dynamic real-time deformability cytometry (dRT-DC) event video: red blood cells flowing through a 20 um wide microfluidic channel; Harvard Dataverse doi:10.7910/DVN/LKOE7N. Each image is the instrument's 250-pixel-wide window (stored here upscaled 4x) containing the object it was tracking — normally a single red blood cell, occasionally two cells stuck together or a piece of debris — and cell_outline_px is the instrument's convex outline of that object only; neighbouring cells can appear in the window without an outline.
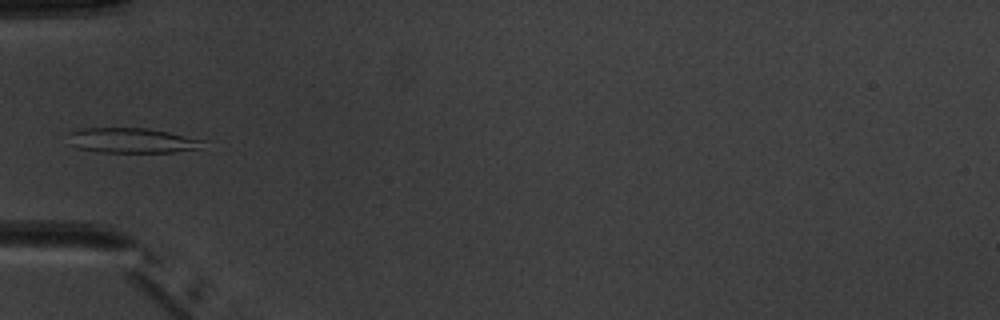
{"species": "common noctule bat (a hibernating species)", "species_latin": "Nyctalus noctula", "temperature_condition": "warm", "stored_images_in_passage": 5, "camera_frame_rate_fps": 3000, "um_per_image_px": 0.085, "animal": {"sex": "male", "body_mass_g": 20.1, "forearm_length_mm": 53.5}, "frame": {"image": 1, "passage_image": 5, "time_ms": 4.667, "image_size_px": [1000, 320], "cell_outline_px": [[208, 140], [196, 148], [172, 152], [100, 152], [80, 148], [72, 144], [68, 132], [84, 128], [148, 128]], "centroid_in_image_um": [11.23, 11.93], "position_along_channel_um": 73.8, "area_um2": 19.36}}